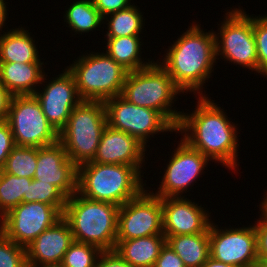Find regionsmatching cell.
<instances>
[{"label": "cell", "instance_id": "obj_35", "mask_svg": "<svg viewBox=\"0 0 267 267\" xmlns=\"http://www.w3.org/2000/svg\"><path fill=\"white\" fill-rule=\"evenodd\" d=\"M132 0H92L94 7L105 18L132 5Z\"/></svg>", "mask_w": 267, "mask_h": 267}, {"label": "cell", "instance_id": "obj_30", "mask_svg": "<svg viewBox=\"0 0 267 267\" xmlns=\"http://www.w3.org/2000/svg\"><path fill=\"white\" fill-rule=\"evenodd\" d=\"M29 202L53 205L62 214L67 197L56 186L32 179L27 190V203Z\"/></svg>", "mask_w": 267, "mask_h": 267}, {"label": "cell", "instance_id": "obj_6", "mask_svg": "<svg viewBox=\"0 0 267 267\" xmlns=\"http://www.w3.org/2000/svg\"><path fill=\"white\" fill-rule=\"evenodd\" d=\"M106 126L104 103L82 100L59 131V141L69 159L77 166L92 161Z\"/></svg>", "mask_w": 267, "mask_h": 267}, {"label": "cell", "instance_id": "obj_24", "mask_svg": "<svg viewBox=\"0 0 267 267\" xmlns=\"http://www.w3.org/2000/svg\"><path fill=\"white\" fill-rule=\"evenodd\" d=\"M140 40V36L107 38L105 52L128 72L146 68L154 60L149 59L144 62L141 57L142 40Z\"/></svg>", "mask_w": 267, "mask_h": 267}, {"label": "cell", "instance_id": "obj_40", "mask_svg": "<svg viewBox=\"0 0 267 267\" xmlns=\"http://www.w3.org/2000/svg\"><path fill=\"white\" fill-rule=\"evenodd\" d=\"M202 267H236V266L225 264L223 262L216 261L212 257H209Z\"/></svg>", "mask_w": 267, "mask_h": 267}, {"label": "cell", "instance_id": "obj_23", "mask_svg": "<svg viewBox=\"0 0 267 267\" xmlns=\"http://www.w3.org/2000/svg\"><path fill=\"white\" fill-rule=\"evenodd\" d=\"M166 243L181 258L185 267H202L210 257L209 229L200 234L169 236Z\"/></svg>", "mask_w": 267, "mask_h": 267}, {"label": "cell", "instance_id": "obj_2", "mask_svg": "<svg viewBox=\"0 0 267 267\" xmlns=\"http://www.w3.org/2000/svg\"><path fill=\"white\" fill-rule=\"evenodd\" d=\"M193 22L187 30L166 49L164 58L156 60L173 79L182 94L192 92L206 96L203 88L211 78L216 57L214 30L205 32L200 24Z\"/></svg>", "mask_w": 267, "mask_h": 267}, {"label": "cell", "instance_id": "obj_16", "mask_svg": "<svg viewBox=\"0 0 267 267\" xmlns=\"http://www.w3.org/2000/svg\"><path fill=\"white\" fill-rule=\"evenodd\" d=\"M163 235H190L206 232L211 224L209 211L195 201L181 197L161 198ZM210 217V218H209Z\"/></svg>", "mask_w": 267, "mask_h": 267}, {"label": "cell", "instance_id": "obj_10", "mask_svg": "<svg viewBox=\"0 0 267 267\" xmlns=\"http://www.w3.org/2000/svg\"><path fill=\"white\" fill-rule=\"evenodd\" d=\"M103 103L107 125L137 138L147 148L154 134L176 132V129L158 111L132 104L121 95Z\"/></svg>", "mask_w": 267, "mask_h": 267}, {"label": "cell", "instance_id": "obj_42", "mask_svg": "<svg viewBox=\"0 0 267 267\" xmlns=\"http://www.w3.org/2000/svg\"><path fill=\"white\" fill-rule=\"evenodd\" d=\"M254 267H267V263L258 262Z\"/></svg>", "mask_w": 267, "mask_h": 267}, {"label": "cell", "instance_id": "obj_38", "mask_svg": "<svg viewBox=\"0 0 267 267\" xmlns=\"http://www.w3.org/2000/svg\"><path fill=\"white\" fill-rule=\"evenodd\" d=\"M13 96L14 95L0 83V122L7 120Z\"/></svg>", "mask_w": 267, "mask_h": 267}, {"label": "cell", "instance_id": "obj_27", "mask_svg": "<svg viewBox=\"0 0 267 267\" xmlns=\"http://www.w3.org/2000/svg\"><path fill=\"white\" fill-rule=\"evenodd\" d=\"M31 178L17 177L0 171V218L21 203H27Z\"/></svg>", "mask_w": 267, "mask_h": 267}, {"label": "cell", "instance_id": "obj_41", "mask_svg": "<svg viewBox=\"0 0 267 267\" xmlns=\"http://www.w3.org/2000/svg\"><path fill=\"white\" fill-rule=\"evenodd\" d=\"M259 206L261 214L267 219V192L266 195L264 194V199Z\"/></svg>", "mask_w": 267, "mask_h": 267}, {"label": "cell", "instance_id": "obj_5", "mask_svg": "<svg viewBox=\"0 0 267 267\" xmlns=\"http://www.w3.org/2000/svg\"><path fill=\"white\" fill-rule=\"evenodd\" d=\"M181 90L168 73L154 61L146 68L128 72L121 96L137 106L158 111L175 129L182 111L173 109Z\"/></svg>", "mask_w": 267, "mask_h": 267}, {"label": "cell", "instance_id": "obj_15", "mask_svg": "<svg viewBox=\"0 0 267 267\" xmlns=\"http://www.w3.org/2000/svg\"><path fill=\"white\" fill-rule=\"evenodd\" d=\"M47 82L44 74L41 85L34 93L47 120L59 132L67 123L72 110L82 101L77 92L74 76L67 68ZM46 80V81H45ZM46 82V84H45ZM45 84V85H44Z\"/></svg>", "mask_w": 267, "mask_h": 267}, {"label": "cell", "instance_id": "obj_26", "mask_svg": "<svg viewBox=\"0 0 267 267\" xmlns=\"http://www.w3.org/2000/svg\"><path fill=\"white\" fill-rule=\"evenodd\" d=\"M135 4L104 18L108 29L106 38H117L127 36H140L145 25V19L140 8ZM106 21V22H105ZM144 24V25H143Z\"/></svg>", "mask_w": 267, "mask_h": 267}, {"label": "cell", "instance_id": "obj_1", "mask_svg": "<svg viewBox=\"0 0 267 267\" xmlns=\"http://www.w3.org/2000/svg\"><path fill=\"white\" fill-rule=\"evenodd\" d=\"M197 100L192 113L182 111L176 132H181L183 140L191 148L235 172L239 167L238 124L229 121L227 112L208 96H199Z\"/></svg>", "mask_w": 267, "mask_h": 267}, {"label": "cell", "instance_id": "obj_37", "mask_svg": "<svg viewBox=\"0 0 267 267\" xmlns=\"http://www.w3.org/2000/svg\"><path fill=\"white\" fill-rule=\"evenodd\" d=\"M96 267H133L122 259L115 250L102 251L98 257Z\"/></svg>", "mask_w": 267, "mask_h": 267}, {"label": "cell", "instance_id": "obj_34", "mask_svg": "<svg viewBox=\"0 0 267 267\" xmlns=\"http://www.w3.org/2000/svg\"><path fill=\"white\" fill-rule=\"evenodd\" d=\"M254 228L257 235V255L260 263H267V219L260 214Z\"/></svg>", "mask_w": 267, "mask_h": 267}, {"label": "cell", "instance_id": "obj_14", "mask_svg": "<svg viewBox=\"0 0 267 267\" xmlns=\"http://www.w3.org/2000/svg\"><path fill=\"white\" fill-rule=\"evenodd\" d=\"M180 139L163 171L158 191L154 193L152 190V193L160 198L181 197L184 192L187 193L211 161L198 150L191 148L181 137Z\"/></svg>", "mask_w": 267, "mask_h": 267}, {"label": "cell", "instance_id": "obj_36", "mask_svg": "<svg viewBox=\"0 0 267 267\" xmlns=\"http://www.w3.org/2000/svg\"><path fill=\"white\" fill-rule=\"evenodd\" d=\"M153 267H185V265L174 250L165 243Z\"/></svg>", "mask_w": 267, "mask_h": 267}, {"label": "cell", "instance_id": "obj_11", "mask_svg": "<svg viewBox=\"0 0 267 267\" xmlns=\"http://www.w3.org/2000/svg\"><path fill=\"white\" fill-rule=\"evenodd\" d=\"M147 189L119 207L116 241L163 235L161 198Z\"/></svg>", "mask_w": 267, "mask_h": 267}, {"label": "cell", "instance_id": "obj_21", "mask_svg": "<svg viewBox=\"0 0 267 267\" xmlns=\"http://www.w3.org/2000/svg\"><path fill=\"white\" fill-rule=\"evenodd\" d=\"M6 31L0 32V62L44 63L28 30L19 26Z\"/></svg>", "mask_w": 267, "mask_h": 267}, {"label": "cell", "instance_id": "obj_29", "mask_svg": "<svg viewBox=\"0 0 267 267\" xmlns=\"http://www.w3.org/2000/svg\"><path fill=\"white\" fill-rule=\"evenodd\" d=\"M102 250L92 244L73 241L60 263L62 267H96Z\"/></svg>", "mask_w": 267, "mask_h": 267}, {"label": "cell", "instance_id": "obj_39", "mask_svg": "<svg viewBox=\"0 0 267 267\" xmlns=\"http://www.w3.org/2000/svg\"><path fill=\"white\" fill-rule=\"evenodd\" d=\"M6 2L5 0H0V31L3 30L4 26H7L5 25L6 24V20L9 18L7 17L8 16V10L7 9L8 7L6 6Z\"/></svg>", "mask_w": 267, "mask_h": 267}, {"label": "cell", "instance_id": "obj_4", "mask_svg": "<svg viewBox=\"0 0 267 267\" xmlns=\"http://www.w3.org/2000/svg\"><path fill=\"white\" fill-rule=\"evenodd\" d=\"M118 212L119 206L88 199L76 191L67 198L62 217L68 222L74 241L105 251L115 248Z\"/></svg>", "mask_w": 267, "mask_h": 267}, {"label": "cell", "instance_id": "obj_17", "mask_svg": "<svg viewBox=\"0 0 267 267\" xmlns=\"http://www.w3.org/2000/svg\"><path fill=\"white\" fill-rule=\"evenodd\" d=\"M77 178L78 166L60 141L38 148L34 179L56 186L68 198L77 191Z\"/></svg>", "mask_w": 267, "mask_h": 267}, {"label": "cell", "instance_id": "obj_18", "mask_svg": "<svg viewBox=\"0 0 267 267\" xmlns=\"http://www.w3.org/2000/svg\"><path fill=\"white\" fill-rule=\"evenodd\" d=\"M146 151V146L137 138L107 125L92 162L143 166Z\"/></svg>", "mask_w": 267, "mask_h": 267}, {"label": "cell", "instance_id": "obj_25", "mask_svg": "<svg viewBox=\"0 0 267 267\" xmlns=\"http://www.w3.org/2000/svg\"><path fill=\"white\" fill-rule=\"evenodd\" d=\"M65 14L64 22L75 34L83 35V33L93 32L104 24V18L94 7L92 0L74 1L67 7Z\"/></svg>", "mask_w": 267, "mask_h": 267}, {"label": "cell", "instance_id": "obj_32", "mask_svg": "<svg viewBox=\"0 0 267 267\" xmlns=\"http://www.w3.org/2000/svg\"><path fill=\"white\" fill-rule=\"evenodd\" d=\"M253 33L258 56V74L267 78V15L253 16Z\"/></svg>", "mask_w": 267, "mask_h": 267}, {"label": "cell", "instance_id": "obj_20", "mask_svg": "<svg viewBox=\"0 0 267 267\" xmlns=\"http://www.w3.org/2000/svg\"><path fill=\"white\" fill-rule=\"evenodd\" d=\"M43 65L44 63L0 62V83L14 96L34 95L46 74Z\"/></svg>", "mask_w": 267, "mask_h": 267}, {"label": "cell", "instance_id": "obj_28", "mask_svg": "<svg viewBox=\"0 0 267 267\" xmlns=\"http://www.w3.org/2000/svg\"><path fill=\"white\" fill-rule=\"evenodd\" d=\"M38 158L37 147L15 146L7 157L2 171L17 177L34 179Z\"/></svg>", "mask_w": 267, "mask_h": 267}, {"label": "cell", "instance_id": "obj_3", "mask_svg": "<svg viewBox=\"0 0 267 267\" xmlns=\"http://www.w3.org/2000/svg\"><path fill=\"white\" fill-rule=\"evenodd\" d=\"M144 166L87 162L78 166L77 192L91 200L117 206L138 196L147 185L143 183Z\"/></svg>", "mask_w": 267, "mask_h": 267}, {"label": "cell", "instance_id": "obj_31", "mask_svg": "<svg viewBox=\"0 0 267 267\" xmlns=\"http://www.w3.org/2000/svg\"><path fill=\"white\" fill-rule=\"evenodd\" d=\"M0 267H28L26 248L10 240L1 231Z\"/></svg>", "mask_w": 267, "mask_h": 267}, {"label": "cell", "instance_id": "obj_12", "mask_svg": "<svg viewBox=\"0 0 267 267\" xmlns=\"http://www.w3.org/2000/svg\"><path fill=\"white\" fill-rule=\"evenodd\" d=\"M61 217L62 214L53 205L42 202L21 203L0 218V231L26 248Z\"/></svg>", "mask_w": 267, "mask_h": 267}, {"label": "cell", "instance_id": "obj_8", "mask_svg": "<svg viewBox=\"0 0 267 267\" xmlns=\"http://www.w3.org/2000/svg\"><path fill=\"white\" fill-rule=\"evenodd\" d=\"M239 8V9H238ZM225 13L215 35L216 57L258 73L257 48L253 33V16L240 8Z\"/></svg>", "mask_w": 267, "mask_h": 267}, {"label": "cell", "instance_id": "obj_33", "mask_svg": "<svg viewBox=\"0 0 267 267\" xmlns=\"http://www.w3.org/2000/svg\"><path fill=\"white\" fill-rule=\"evenodd\" d=\"M14 137L7 121L0 122V171L12 149L15 147Z\"/></svg>", "mask_w": 267, "mask_h": 267}, {"label": "cell", "instance_id": "obj_7", "mask_svg": "<svg viewBox=\"0 0 267 267\" xmlns=\"http://www.w3.org/2000/svg\"><path fill=\"white\" fill-rule=\"evenodd\" d=\"M66 68L82 100L105 102L121 95L128 71L106 52H86Z\"/></svg>", "mask_w": 267, "mask_h": 267}, {"label": "cell", "instance_id": "obj_43", "mask_svg": "<svg viewBox=\"0 0 267 267\" xmlns=\"http://www.w3.org/2000/svg\"><path fill=\"white\" fill-rule=\"evenodd\" d=\"M39 267H62L61 265H42Z\"/></svg>", "mask_w": 267, "mask_h": 267}, {"label": "cell", "instance_id": "obj_9", "mask_svg": "<svg viewBox=\"0 0 267 267\" xmlns=\"http://www.w3.org/2000/svg\"><path fill=\"white\" fill-rule=\"evenodd\" d=\"M6 121L17 146L39 148L59 141V132L47 120L35 95L13 96Z\"/></svg>", "mask_w": 267, "mask_h": 267}, {"label": "cell", "instance_id": "obj_22", "mask_svg": "<svg viewBox=\"0 0 267 267\" xmlns=\"http://www.w3.org/2000/svg\"><path fill=\"white\" fill-rule=\"evenodd\" d=\"M164 235L116 241L115 252L133 267H153L162 247Z\"/></svg>", "mask_w": 267, "mask_h": 267}, {"label": "cell", "instance_id": "obj_19", "mask_svg": "<svg viewBox=\"0 0 267 267\" xmlns=\"http://www.w3.org/2000/svg\"><path fill=\"white\" fill-rule=\"evenodd\" d=\"M73 241L69 224L61 217L26 247L28 267L60 265Z\"/></svg>", "mask_w": 267, "mask_h": 267}, {"label": "cell", "instance_id": "obj_13", "mask_svg": "<svg viewBox=\"0 0 267 267\" xmlns=\"http://www.w3.org/2000/svg\"><path fill=\"white\" fill-rule=\"evenodd\" d=\"M220 229L213 221L209 227L210 257L236 267H254L258 261L254 225Z\"/></svg>", "mask_w": 267, "mask_h": 267}]
</instances>
